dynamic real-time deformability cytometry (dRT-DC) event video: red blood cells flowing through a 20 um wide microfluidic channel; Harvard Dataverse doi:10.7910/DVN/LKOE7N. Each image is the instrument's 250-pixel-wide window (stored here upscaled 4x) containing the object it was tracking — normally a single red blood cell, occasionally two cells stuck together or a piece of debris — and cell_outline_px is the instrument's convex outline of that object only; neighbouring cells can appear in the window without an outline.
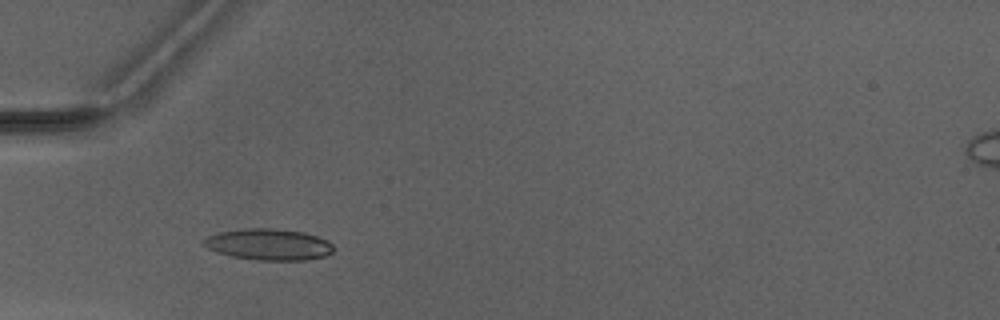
{"species": "Egyptian fruit bat (a non-hibernating species)", "species_latin": "Rousettus aegyptiacus", "temperature_condition": "warm", "stored_images_in_passage": 6, "camera_frame_rate_fps": 3000, "um_per_image_px": 0.085, "animal": {"sex": "male"}, "frame": {"image": 1, "passage_image": 3, "time_ms": 2.333, "image_size_px": [1000, 320], "cell_outline_px": [[332, 252], [324, 256], [304, 260], [256, 260], [232, 256], [216, 252], [200, 244], [200, 240], [208, 236], [220, 232], [244, 228], [276, 228], [304, 232], [328, 240], [332, 244]], "centroid_in_image_um": [22.79, 20.77], "position_along_channel_um": 62.2, "area_um2": 23.81}}
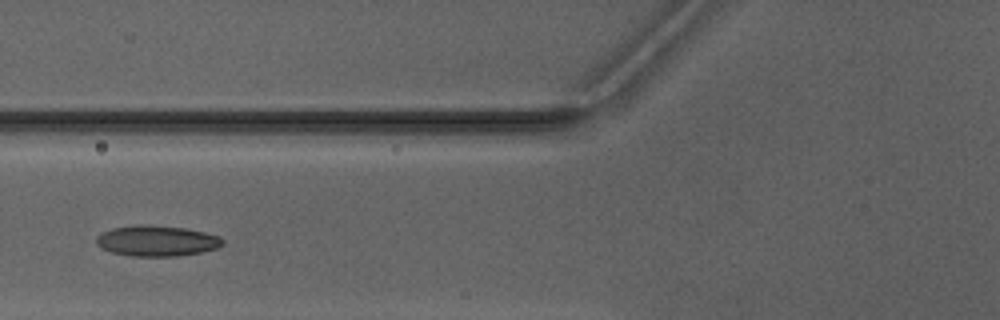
{"frame": {"image": 2, "passage_image": 4, "time_ms": 3.667, "image_size_px": [1000, 320], "cell_outline_px": [[224, 244], [216, 248], [204, 252], [176, 256], [132, 256], [112, 252], [96, 244], [96, 236], [112, 228], [140, 224], [184, 228], [204, 232], [220, 236], [224, 240]], "centroid_in_image_um": [13.36, 20.47], "position_along_channel_um": 112.4, "area_um2": 22.48}}
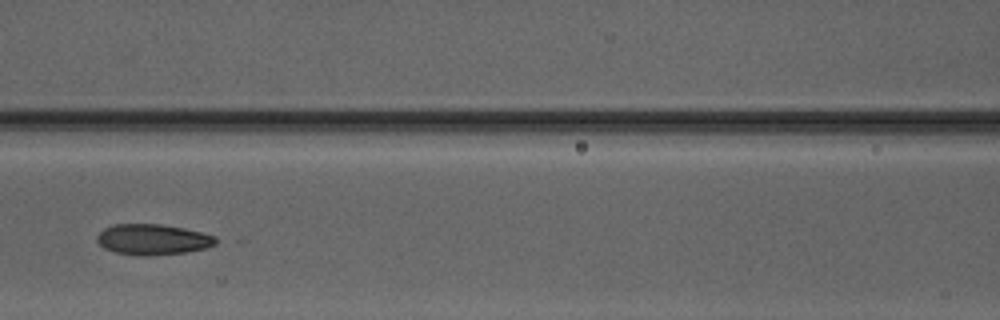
{"frame": {"image": 3, "passage_image": 5, "time_ms": 4.667, "image_size_px": [1000, 320], "cell_outline_px": [[224, 240], [208, 248], [184, 252], [152, 256], [140, 256], [112, 252], [104, 248], [96, 240], [96, 236], [104, 228], [116, 224], [164, 224], [184, 228], [216, 236]], "centroid_in_image_um": [13.04, 20.36], "position_along_channel_um": 153.6, "area_um2": 21.68}}